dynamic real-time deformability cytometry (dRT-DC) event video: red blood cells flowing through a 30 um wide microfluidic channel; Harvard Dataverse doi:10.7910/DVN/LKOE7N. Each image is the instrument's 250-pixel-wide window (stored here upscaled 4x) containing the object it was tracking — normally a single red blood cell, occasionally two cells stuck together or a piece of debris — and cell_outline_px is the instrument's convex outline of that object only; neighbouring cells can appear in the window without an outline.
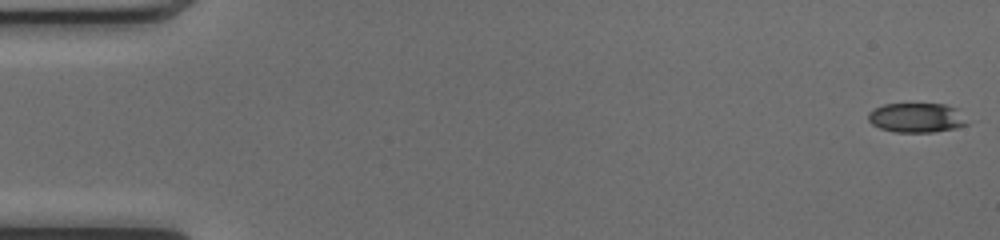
{"species": "common noctule bat (a hibernating species)", "species_latin": "Nyctalus noctula", "temperature_condition": "cold", "stored_images_in_passage": 50, "camera_frame_rate_fps": 3000, "um_per_image_px": 0.085, "animal": {"sex": "female", "body_mass_g": 17.0, "forearm_length_mm": 48.0}, "frame": {"image": 1, "passage_image": 1, "time_ms": 0.0, "image_size_px": [1000, 240], "cell_outline_px": [[968, 124], [956, 128], [932, 132], [896, 132], [880, 128], [872, 124], [868, 120], [868, 112], [884, 104], [944, 104], [956, 108]], "centroid_in_image_um": [77.88, 10.01], "position_along_channel_um": 7.1, "area_um2": 16.82}}
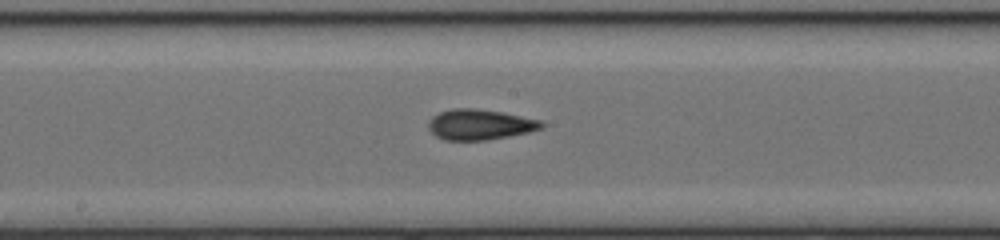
{"frame": {"image": 2, "passage_image": 27, "time_ms": 8.667, "image_size_px": [1000, 240], "cell_outline_px": [[544, 128], [528, 132], [488, 140], [444, 140], [436, 136], [428, 128], [428, 120], [432, 116], [440, 112], [452, 108], [476, 108], [500, 112], [540, 120], [544, 124]], "centroid_in_image_um": [40.76, 10.59], "position_along_channel_um": 207.4, "area_um2": 20.06}}
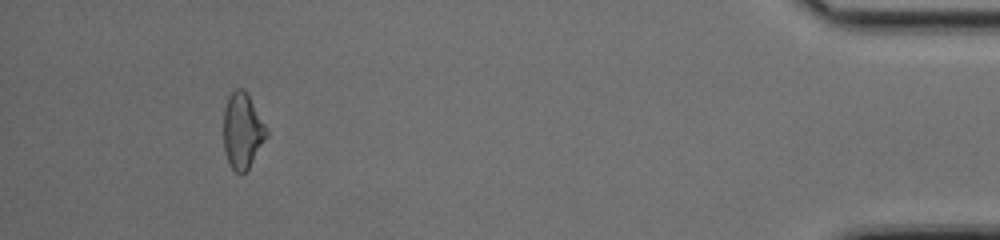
{"frame": {"image": 3, "passage_image": 47, "time_ms": 15.333, "image_size_px": [1000, 240], "cell_outline_px": [[268, 136], [248, 168], [240, 176], [232, 168], [224, 152], [224, 108], [228, 96], [236, 88], [244, 88], [264, 124], [268, 132]], "centroid_in_image_um": [20.59, 11.12], "position_along_channel_um": 414.6, "area_um2": 18.73}, "authors_computed_cell_mechanics": {"area_um2": 19.074, "velocity_mm_per_s": 4.1282, "shape_relaxation_time_tau1_ms": 2.6143, "shape_relaxation_time_tau2_ms": 1.6911, "deformation_change_tau1": 0.1216, "deformation_change_tau2": 0.0972}}